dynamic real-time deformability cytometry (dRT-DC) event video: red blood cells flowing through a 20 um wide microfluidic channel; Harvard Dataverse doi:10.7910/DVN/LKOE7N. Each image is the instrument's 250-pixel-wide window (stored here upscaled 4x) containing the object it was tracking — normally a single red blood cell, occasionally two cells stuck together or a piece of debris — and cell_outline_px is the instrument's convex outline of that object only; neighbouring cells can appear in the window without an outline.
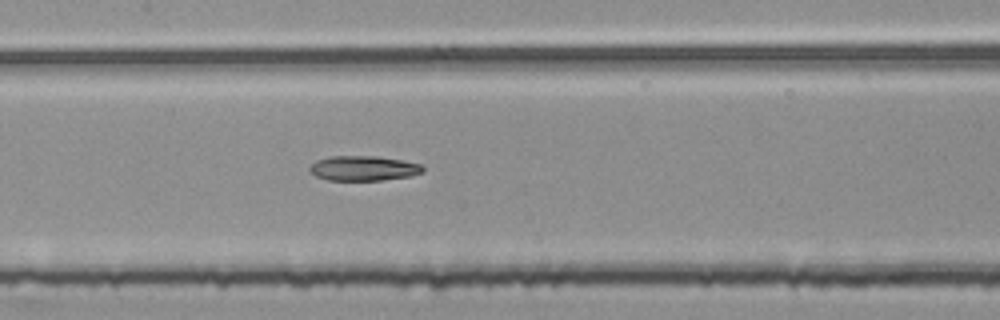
{"species": "common noctule bat (a hibernating species)", "species_latin": "Nyctalus noctula", "temperature_condition": "room temperature", "stored_images_in_passage": 55, "segment_of_instrument_passage": [2, 2], "camera_frame_rate_fps": 3000, "um_per_image_px": 0.085, "animal": {"sex": "female", "body_mass_g": 25.1}, "frame": {"image": 1, "passage_image": 27, "time_ms": 8.667, "image_size_px": [1000, 320], "cell_outline_px": [[424, 172], [412, 176], [380, 180], [328, 180], [316, 176], [308, 168], [316, 160], [328, 156], [376, 156], [404, 160], [420, 164], [424, 168]], "centroid_in_image_um": [30.92, 14.3], "position_along_channel_um": 176.5, "area_um2": 16.47}}
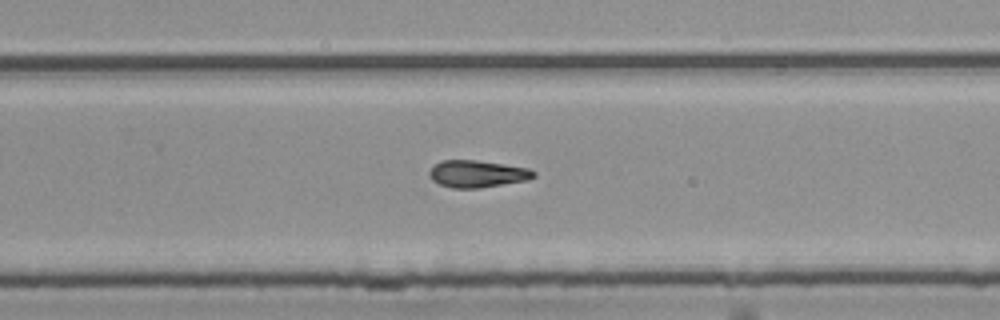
{"frame": {"image": 2, "passage_image": 36, "time_ms": 11.667, "image_size_px": [1000, 320], "cell_outline_px": [[536, 176], [528, 180], [476, 188], [452, 188], [440, 184], [432, 180], [428, 172], [440, 160], [476, 160], [528, 168], [536, 172]], "centroid_in_image_um": [40.57, 14.77], "position_along_channel_um": 289.2, "area_um2": 16.3}}
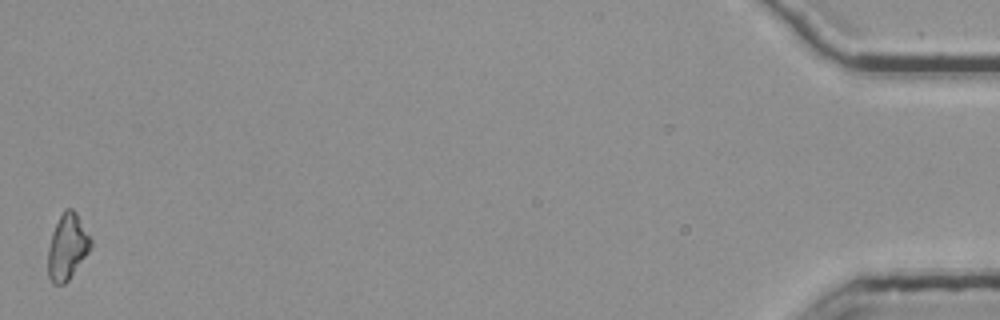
{"frame": {"image": 3, "passage_image": 55, "time_ms": 18.0, "image_size_px": [1000, 320], "cell_outline_px": [[92, 244], [88, 252], [68, 280], [64, 284], [52, 284], [48, 276], [48, 248], [52, 232], [64, 208], [72, 208], [76, 212], [92, 240]], "centroid_in_image_um": [5.71, 20.97], "position_along_channel_um": 429.5, "area_um2": 16.24}}